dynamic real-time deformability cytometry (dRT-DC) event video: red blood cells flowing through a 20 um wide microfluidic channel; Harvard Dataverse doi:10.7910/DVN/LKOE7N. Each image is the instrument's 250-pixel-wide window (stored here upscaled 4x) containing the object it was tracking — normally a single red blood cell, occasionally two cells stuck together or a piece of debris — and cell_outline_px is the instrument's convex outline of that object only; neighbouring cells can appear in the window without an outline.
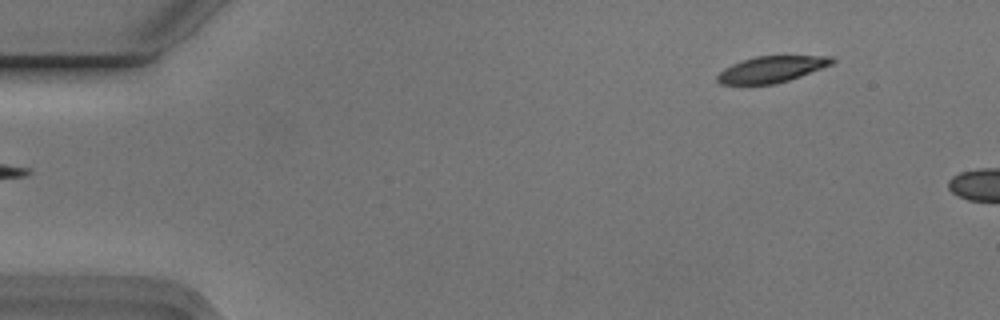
{"species": "Egyptian fruit bat (a non-hibernating species)", "species_latin": "Rousettus aegyptiacus", "temperature_condition": "cold", "stored_images_in_passage": 4, "segment_of_instrument_passage": [2, 2], "camera_frame_rate_fps": 3000, "um_per_image_px": 0.085, "animal": {"sex": "male"}, "frame": {"image": 1, "passage_image": 4, "time_ms": 1.0, "image_size_px": [1000, 320], "cell_outline_px": [[836, 60], [832, 64], [800, 76], [776, 84], [720, 84], [716, 80], [716, 76], [724, 68], [732, 64], [756, 56], [836, 56]], "centroid_in_image_um": [65.59, 5.89], "position_along_channel_um": 19.4, "area_um2": 17.46}}